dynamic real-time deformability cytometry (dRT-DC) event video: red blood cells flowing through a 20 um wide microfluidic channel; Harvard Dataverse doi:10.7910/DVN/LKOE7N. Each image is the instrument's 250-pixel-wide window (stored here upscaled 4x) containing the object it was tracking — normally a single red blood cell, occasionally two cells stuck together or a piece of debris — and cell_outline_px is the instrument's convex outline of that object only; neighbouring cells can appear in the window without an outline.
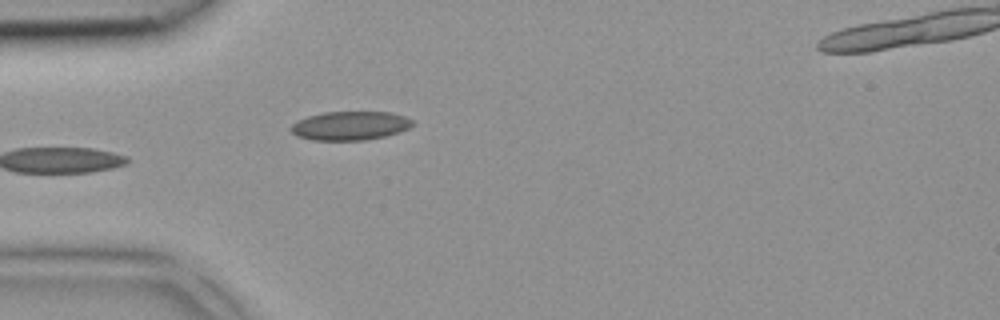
{"species": "common noctule bat (a hibernating species)", "species_latin": "Nyctalus noctula", "temperature_condition": "room temperature", "stored_images_in_passage": 4, "camera_frame_rate_fps": 3000, "um_per_image_px": 0.085, "animal": {"sex": "female", "body_mass_g": 18.4}, "frame": {"image": 1, "passage_image": 4, "time_ms": 1.0, "image_size_px": [1000, 320], "cell_outline_px": [[416, 124], [400, 132], [384, 136], [364, 140], [312, 140], [296, 136], [288, 128], [296, 120], [308, 116], [324, 112], [392, 112], [404, 116], [412, 120]], "centroid_in_image_um": [29.74, 10.68], "position_along_channel_um": 55.3, "area_um2": 20.58}}